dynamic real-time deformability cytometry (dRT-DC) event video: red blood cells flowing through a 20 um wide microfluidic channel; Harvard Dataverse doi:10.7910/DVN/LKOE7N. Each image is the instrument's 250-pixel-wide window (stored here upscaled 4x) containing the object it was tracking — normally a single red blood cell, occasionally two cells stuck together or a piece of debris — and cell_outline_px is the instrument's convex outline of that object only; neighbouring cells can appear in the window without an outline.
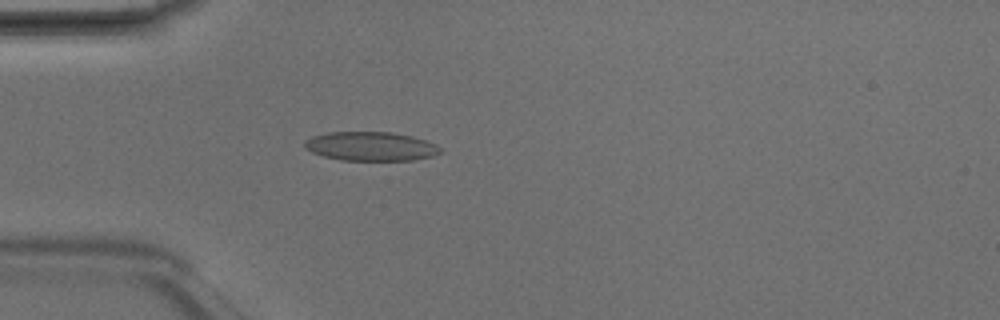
{"species": "Egyptian fruit bat (a non-hibernating species)", "species_latin": "Rousettus aegyptiacus", "temperature_condition": "room temperature", "stored_images_in_passage": 3, "camera_frame_rate_fps": 3000, "um_per_image_px": 0.085, "animal": {"sex": "male"}, "frame": {"image": 1, "passage_image": 3, "time_ms": 0.667, "image_size_px": [1000, 320], "cell_outline_px": [[444, 152], [432, 156], [412, 160], [340, 160], [324, 156], [312, 152], [304, 148], [304, 140], [312, 136], [328, 132], [392, 132], [412, 136], [436, 144]], "centroid_in_image_um": [31.51, 12.43], "position_along_channel_um": 53.5, "area_um2": 23.0}}